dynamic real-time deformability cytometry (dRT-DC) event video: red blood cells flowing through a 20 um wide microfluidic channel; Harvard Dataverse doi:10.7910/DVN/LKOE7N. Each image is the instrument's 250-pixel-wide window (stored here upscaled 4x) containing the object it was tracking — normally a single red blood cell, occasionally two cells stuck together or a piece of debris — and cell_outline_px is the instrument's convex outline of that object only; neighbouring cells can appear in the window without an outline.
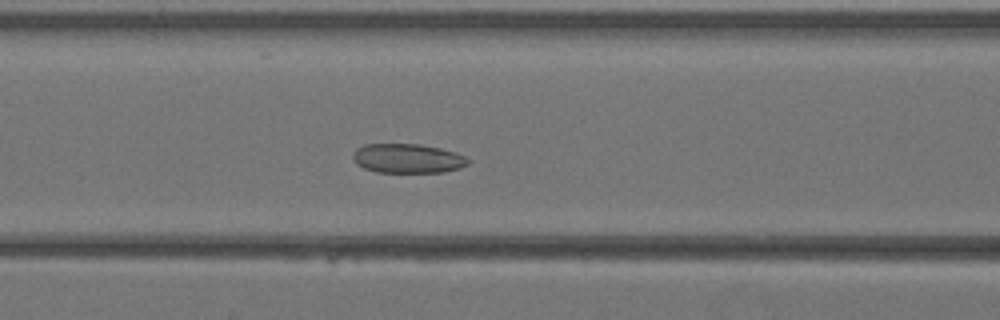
{"species": "Egyptian fruit bat (a non-hibernating species)", "species_latin": "Rousettus aegyptiacus", "temperature_condition": "warm", "stored_images_in_passage": 40, "camera_frame_rate_fps": 3000, "um_per_image_px": 0.085, "animal": {"sex": "female"}, "frame": {"image": 1, "passage_image": 16, "time_ms": 5.0, "image_size_px": [1000, 320], "cell_outline_px": [[468, 164], [460, 168], [444, 172], [376, 172], [364, 168], [356, 164], [352, 160], [352, 152], [356, 148], [364, 144], [420, 144], [440, 148], [456, 152], [464, 156], [468, 160]], "centroid_in_image_um": [34.6, 13.46], "position_along_channel_um": 132.0, "area_um2": 19.83}}
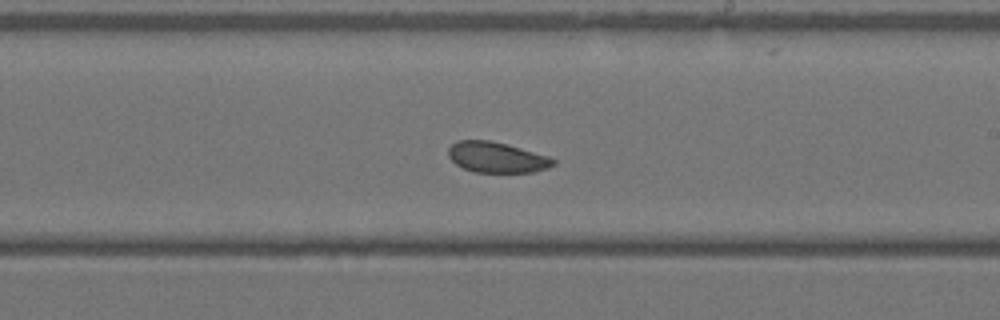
{"frame": {"image": 2, "passage_image": 23, "time_ms": 7.333, "image_size_px": [1000, 320], "cell_outline_px": [[556, 164], [548, 168], [532, 172], [472, 172], [456, 164], [448, 156], [448, 148], [456, 140], [488, 140], [508, 144], [548, 156], [556, 160]], "centroid_in_image_um": [42.22, 13.37], "position_along_channel_um": 246.8, "area_um2": 18.79}}
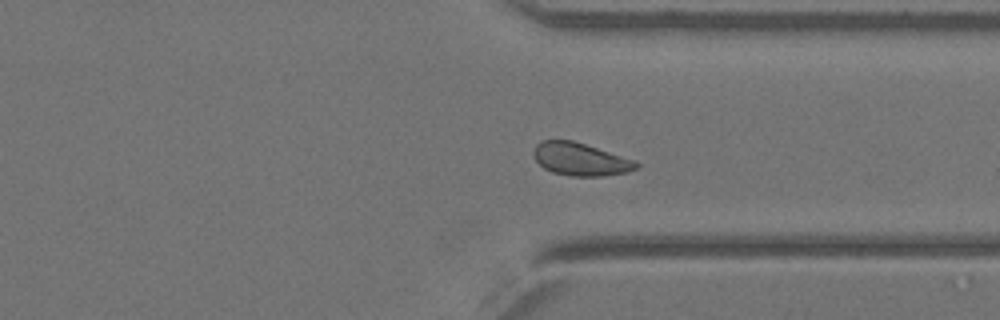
{"frame": {"image": 3, "passage_image": 30, "time_ms": 9.667, "image_size_px": [1000, 320], "cell_outline_px": [[640, 168], [628, 172], [604, 176], [572, 176], [552, 172], [544, 168], [532, 156], [532, 152], [536, 144], [540, 140], [572, 140], [636, 160], [640, 164]], "centroid_in_image_um": [49.35, 13.54], "position_along_channel_um": 362.1, "area_um2": 19.83}}